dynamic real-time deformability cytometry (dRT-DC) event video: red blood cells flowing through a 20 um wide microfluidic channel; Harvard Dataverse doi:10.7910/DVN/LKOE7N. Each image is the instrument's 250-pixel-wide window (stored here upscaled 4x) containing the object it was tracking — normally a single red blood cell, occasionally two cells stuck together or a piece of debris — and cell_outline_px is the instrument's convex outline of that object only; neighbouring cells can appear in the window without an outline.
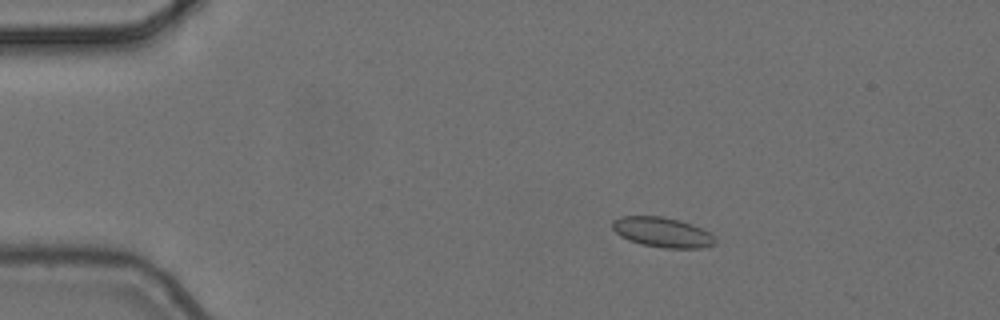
{"species": "common noctule bat (a hibernating species)", "species_latin": "Nyctalus noctula", "temperature_condition": "cold", "stored_images_in_passage": 6, "camera_frame_rate_fps": 3000, "um_per_image_px": 0.085, "animal": {"sex": "female", "body_mass_g": 24.6, "forearm_length_mm": 56.2}, "frame": {"image": 1, "passage_image": 3, "time_ms": 0.667, "image_size_px": [1000, 320], "cell_outline_px": [[716, 244], [704, 248], [664, 248], [640, 244], [628, 240], [620, 236], [612, 228], [612, 220], [620, 216], [660, 216], [680, 220], [692, 224], [708, 232], [716, 240]], "centroid_in_image_um": [56.28, 19.74], "position_along_channel_um": 28.7, "area_um2": 18.03}}
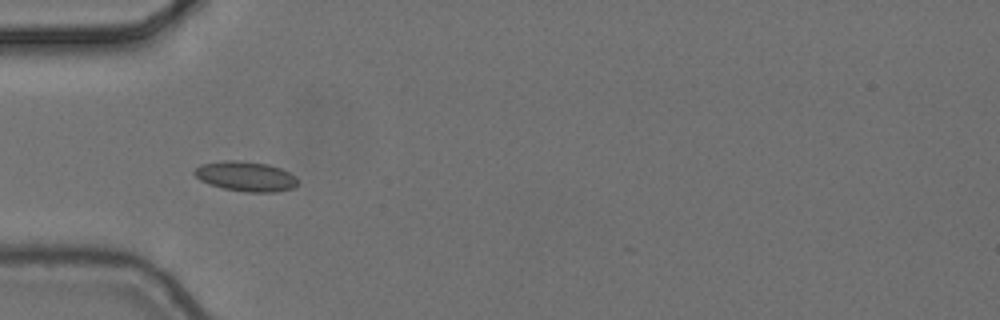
{"frame": {"image": 2, "passage_image": 5, "time_ms": 1.333, "image_size_px": [1000, 320], "cell_outline_px": [[296, 184], [292, 188], [276, 192], [244, 192], [224, 188], [208, 184], [200, 180], [192, 172], [200, 164], [224, 160], [232, 160], [268, 164], [280, 168], [296, 176]], "centroid_in_image_um": [20.85, 14.99], "position_along_channel_um": 64.1, "area_um2": 17.92}}
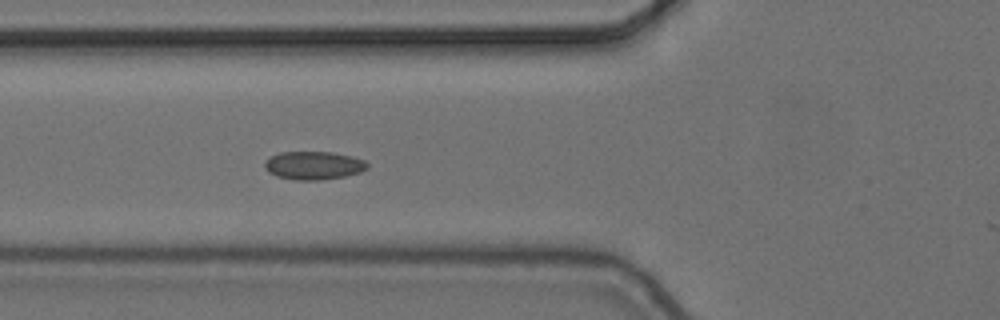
{"frame": {"image": 3, "passage_image": 6, "time_ms": 1.667, "image_size_px": [1000, 320], "cell_outline_px": [[368, 168], [360, 172], [344, 176], [320, 180], [296, 180], [276, 176], [268, 172], [264, 168], [264, 164], [272, 156], [280, 152], [332, 152], [352, 156], [364, 160], [368, 164]], "centroid_in_image_um": [26.66, 14.06], "position_along_channel_um": 99.1, "area_um2": 16.82}}